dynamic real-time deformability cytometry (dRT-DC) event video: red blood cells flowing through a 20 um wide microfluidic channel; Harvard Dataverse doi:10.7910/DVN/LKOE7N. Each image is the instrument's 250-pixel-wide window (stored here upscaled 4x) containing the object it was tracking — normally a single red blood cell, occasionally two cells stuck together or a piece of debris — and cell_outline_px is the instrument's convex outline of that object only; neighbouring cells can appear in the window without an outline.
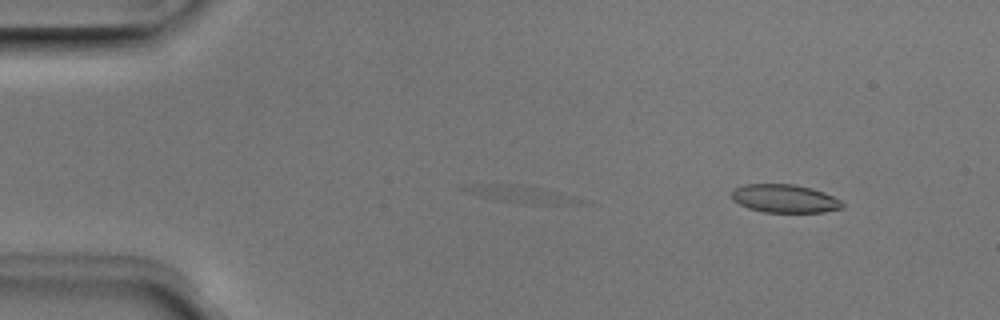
{"species": "Egyptian fruit bat (a non-hibernating species)", "species_latin": "Rousettus aegyptiacus", "temperature_condition": "room temperature", "stored_images_in_passage": 3, "camera_frame_rate_fps": 3000, "um_per_image_px": 0.085, "animal": {"sex": "male"}, "frame": {"image": 1, "passage_image": 3, "time_ms": 0.667, "image_size_px": [1000, 320], "cell_outline_px": [[844, 208], [824, 212], [764, 212], [748, 208], [732, 200], [732, 188], [744, 184], [792, 184], [812, 188], [824, 192], [840, 200], [844, 204]], "centroid_in_image_um": [66.69, 16.87], "position_along_channel_um": 18.3, "area_um2": 18.32}}